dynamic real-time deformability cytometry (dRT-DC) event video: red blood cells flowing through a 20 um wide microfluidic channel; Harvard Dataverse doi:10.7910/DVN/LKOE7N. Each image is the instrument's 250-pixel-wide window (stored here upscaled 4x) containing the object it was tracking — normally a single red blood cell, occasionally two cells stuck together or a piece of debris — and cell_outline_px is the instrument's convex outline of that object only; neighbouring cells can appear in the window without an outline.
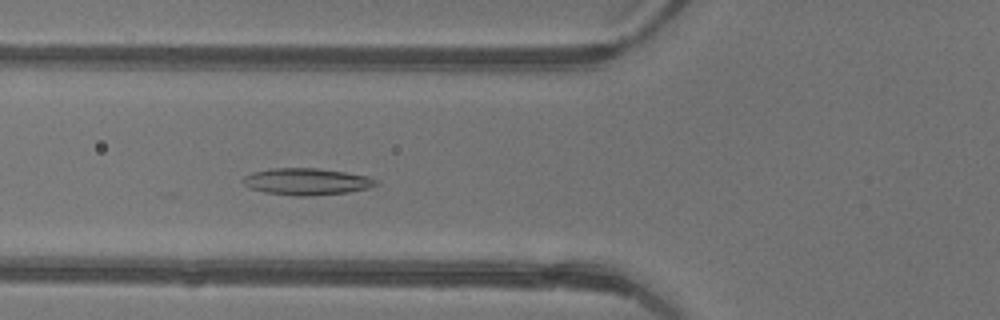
{"species": "common noctule bat (a hibernating species)", "species_latin": "Nyctalus noctula", "temperature_condition": "warm", "stored_images_in_passage": 5, "camera_frame_rate_fps": 3000, "um_per_image_px": 0.085, "animal": {"sex": "female"}, "frame": {"image": 1, "passage_image": 5, "time_ms": 1.333, "image_size_px": [1000, 320], "cell_outline_px": [[380, 184], [368, 188], [348, 192], [308, 196], [292, 196], [264, 192], [248, 188], [240, 180], [244, 176], [252, 172], [272, 168], [316, 168], [344, 172], [368, 176], [380, 180]], "centroid_in_image_um": [26.06, 15.44], "position_along_channel_um": 99.7, "area_um2": 20.98}}